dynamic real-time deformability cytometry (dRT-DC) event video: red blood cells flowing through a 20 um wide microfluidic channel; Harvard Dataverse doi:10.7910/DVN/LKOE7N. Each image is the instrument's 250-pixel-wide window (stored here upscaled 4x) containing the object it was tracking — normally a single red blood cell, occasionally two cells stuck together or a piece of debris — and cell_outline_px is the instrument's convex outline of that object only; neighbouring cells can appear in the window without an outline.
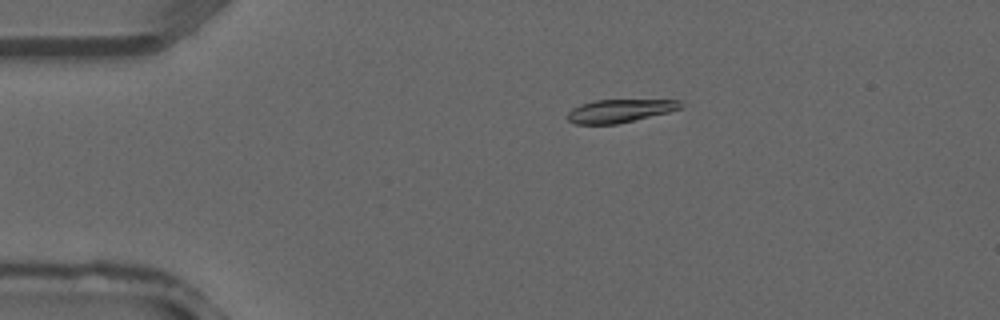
{"species": "common noctule bat (a hibernating species)", "species_latin": "Nyctalus noctula", "temperature_condition": "warm", "stored_images_in_passage": 36, "camera_frame_rate_fps": 3000, "um_per_image_px": 0.085, "animal": {"sex": "male", "forearm_length_mm": 52.5}, "frame": {"image": 1, "passage_image": 6, "time_ms": 1.667, "image_size_px": [1000, 320], "cell_outline_px": [[684, 104], [680, 108], [668, 112], [616, 124], [576, 124], [568, 120], [568, 112], [572, 108], [580, 104], [596, 100], [680, 100]], "centroid_in_image_um": [52.66, 9.41], "position_along_channel_um": 32.3, "area_um2": 15.09}}
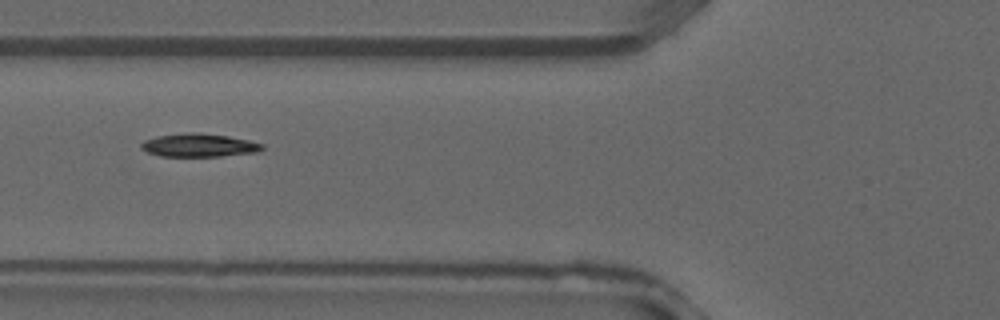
{"frame": {"image": 2, "passage_image": 13, "time_ms": 4.0, "image_size_px": [1000, 320], "cell_outline_px": [[264, 148], [256, 152], [220, 156], [160, 156], [148, 152], [140, 148], [140, 144], [144, 140], [156, 136], [188, 132], [200, 132], [228, 136], [248, 140], [264, 144]], "centroid_in_image_um": [16.89, 12.33], "position_along_channel_um": 108.9, "area_um2": 16.42}}
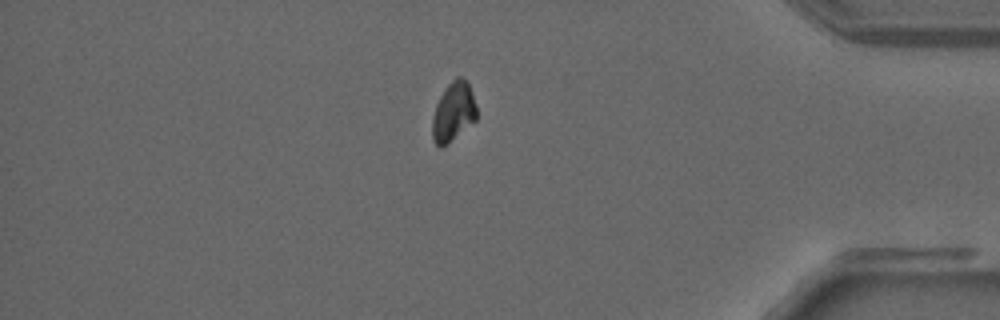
{"frame": {"image": 3, "passage_image": 31, "time_ms": 10.0, "image_size_px": [1000, 320], "cell_outline_px": [[476, 120], [440, 148], [432, 140], [432, 116], [436, 104], [440, 96], [448, 84], [456, 76], [460, 76], [468, 80], [476, 104]], "centroid_in_image_um": [38.53, 9.46], "position_along_channel_um": 396.7, "area_um2": 15.26}}